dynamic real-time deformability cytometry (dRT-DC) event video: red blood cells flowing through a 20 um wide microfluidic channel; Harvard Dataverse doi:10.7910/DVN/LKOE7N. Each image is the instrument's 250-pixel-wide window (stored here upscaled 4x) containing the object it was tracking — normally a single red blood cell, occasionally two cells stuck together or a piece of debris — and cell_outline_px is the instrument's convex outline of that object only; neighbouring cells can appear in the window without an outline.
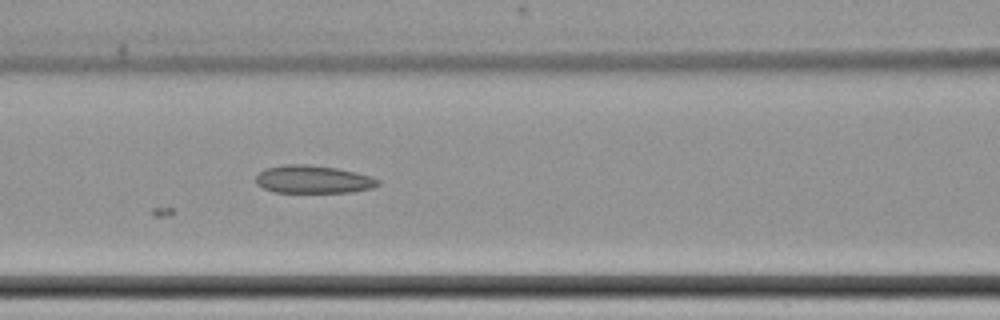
{"species": "common noctule bat (a hibernating species)", "species_latin": "Nyctalus noctula", "temperature_condition": "cold", "stored_images_in_passage": 9, "camera_frame_rate_fps": 3000, "um_per_image_px": 0.085, "animal": {"sex": "female", "body_mass_g": 22.7, "forearm_length_mm": 54.2}, "frame": {"image": 1, "passage_image": 9, "time_ms": 9.667, "image_size_px": [1000, 320], "cell_outline_px": [[380, 184], [372, 188], [352, 192], [276, 192], [264, 188], [256, 184], [256, 176], [264, 168], [284, 164], [304, 164], [336, 168], [356, 172], [372, 176], [380, 180]], "centroid_in_image_um": [26.63, 15.24], "position_along_channel_um": 140.0, "area_um2": 19.88}}